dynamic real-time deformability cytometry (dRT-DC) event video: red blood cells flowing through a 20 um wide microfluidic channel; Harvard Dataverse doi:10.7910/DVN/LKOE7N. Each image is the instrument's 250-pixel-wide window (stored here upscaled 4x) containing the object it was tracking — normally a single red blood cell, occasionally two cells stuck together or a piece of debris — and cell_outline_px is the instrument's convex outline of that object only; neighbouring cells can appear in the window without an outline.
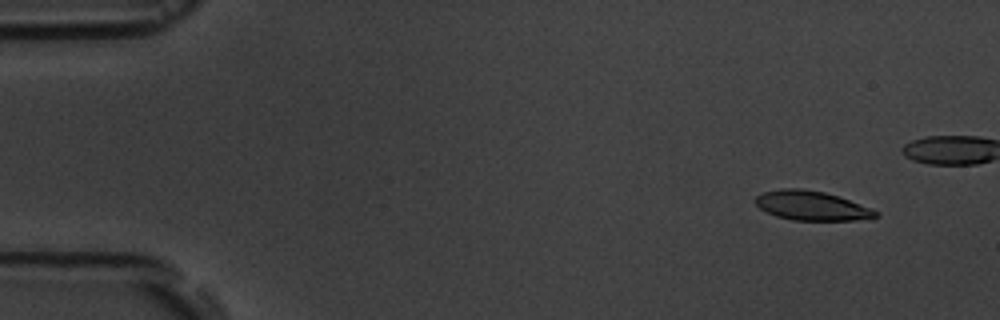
{"species": "common noctule bat (a hibernating species)", "species_latin": "Nyctalus noctula", "temperature_condition": "room temperature", "stored_images_in_passage": 6, "camera_frame_rate_fps": 3000, "um_per_image_px": 0.085, "animal": {"sex": "male", "body_mass_g": 19.5, "forearm_length_mm": 54.6}, "frame": {"image": 1, "passage_image": 1, "time_ms": 0.0, "image_size_px": [1000, 320], "cell_outline_px": [[880, 216], [852, 220], [792, 220], [776, 216], [760, 208], [752, 200], [756, 196], [764, 192], [780, 188], [800, 188], [824, 192], [872, 208], [880, 212]], "centroid_in_image_um": [68.96, 17.48], "position_along_channel_um": 16.0, "area_um2": 20.46}}
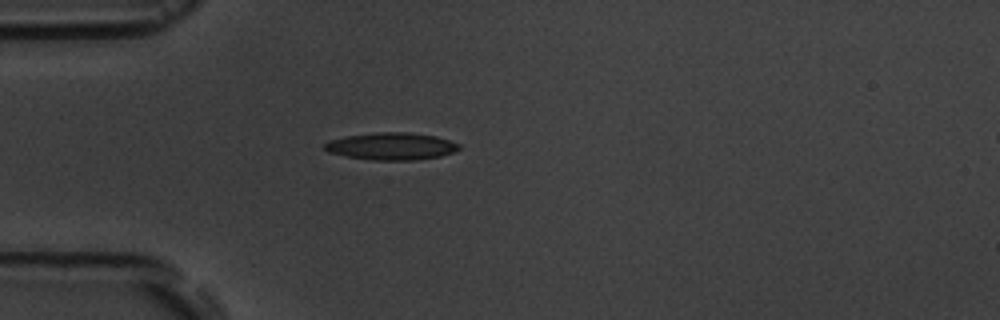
{"frame": {"image": 2, "passage_image": 5, "time_ms": 5.667, "image_size_px": [1000, 320], "cell_outline_px": [[460, 148], [452, 152], [440, 156], [412, 160], [372, 160], [348, 156], [328, 152], [324, 148], [324, 144], [332, 140], [344, 136], [376, 132], [408, 132], [436, 136], [460, 144]], "centroid_in_image_um": [33.27, 12.42], "position_along_channel_um": 51.7, "area_um2": 21.15}}